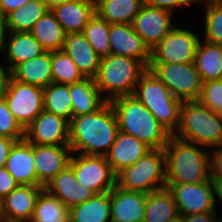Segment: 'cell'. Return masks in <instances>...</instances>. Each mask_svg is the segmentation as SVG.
<instances>
[{
    "instance_id": "cell-47",
    "label": "cell",
    "mask_w": 222,
    "mask_h": 222,
    "mask_svg": "<svg viewBox=\"0 0 222 222\" xmlns=\"http://www.w3.org/2000/svg\"><path fill=\"white\" fill-rule=\"evenodd\" d=\"M211 182L213 185L214 201L216 206L217 198H219L222 202V180H211Z\"/></svg>"
},
{
    "instance_id": "cell-10",
    "label": "cell",
    "mask_w": 222,
    "mask_h": 222,
    "mask_svg": "<svg viewBox=\"0 0 222 222\" xmlns=\"http://www.w3.org/2000/svg\"><path fill=\"white\" fill-rule=\"evenodd\" d=\"M190 30L174 27L153 49L150 63L181 64L194 62L201 41Z\"/></svg>"
},
{
    "instance_id": "cell-53",
    "label": "cell",
    "mask_w": 222,
    "mask_h": 222,
    "mask_svg": "<svg viewBox=\"0 0 222 222\" xmlns=\"http://www.w3.org/2000/svg\"><path fill=\"white\" fill-rule=\"evenodd\" d=\"M0 222H4L1 216V203H0Z\"/></svg>"
},
{
    "instance_id": "cell-48",
    "label": "cell",
    "mask_w": 222,
    "mask_h": 222,
    "mask_svg": "<svg viewBox=\"0 0 222 222\" xmlns=\"http://www.w3.org/2000/svg\"><path fill=\"white\" fill-rule=\"evenodd\" d=\"M6 22H5V18H2L0 16V51L4 50V45L7 42L6 41Z\"/></svg>"
},
{
    "instance_id": "cell-44",
    "label": "cell",
    "mask_w": 222,
    "mask_h": 222,
    "mask_svg": "<svg viewBox=\"0 0 222 222\" xmlns=\"http://www.w3.org/2000/svg\"><path fill=\"white\" fill-rule=\"evenodd\" d=\"M11 78L12 71L7 66L4 68L0 65V100L6 95Z\"/></svg>"
},
{
    "instance_id": "cell-9",
    "label": "cell",
    "mask_w": 222,
    "mask_h": 222,
    "mask_svg": "<svg viewBox=\"0 0 222 222\" xmlns=\"http://www.w3.org/2000/svg\"><path fill=\"white\" fill-rule=\"evenodd\" d=\"M69 167L79 184L95 195L109 192L116 186V173L105 156L78 154L71 156Z\"/></svg>"
},
{
    "instance_id": "cell-14",
    "label": "cell",
    "mask_w": 222,
    "mask_h": 222,
    "mask_svg": "<svg viewBox=\"0 0 222 222\" xmlns=\"http://www.w3.org/2000/svg\"><path fill=\"white\" fill-rule=\"evenodd\" d=\"M171 11L143 5L132 22V27L144 43L153 49L175 26H172Z\"/></svg>"
},
{
    "instance_id": "cell-5",
    "label": "cell",
    "mask_w": 222,
    "mask_h": 222,
    "mask_svg": "<svg viewBox=\"0 0 222 222\" xmlns=\"http://www.w3.org/2000/svg\"><path fill=\"white\" fill-rule=\"evenodd\" d=\"M147 69L137 59L109 54L101 58L95 82L100 92L106 93L104 98L110 102L117 97L133 95Z\"/></svg>"
},
{
    "instance_id": "cell-28",
    "label": "cell",
    "mask_w": 222,
    "mask_h": 222,
    "mask_svg": "<svg viewBox=\"0 0 222 222\" xmlns=\"http://www.w3.org/2000/svg\"><path fill=\"white\" fill-rule=\"evenodd\" d=\"M69 222H111L110 191L70 208Z\"/></svg>"
},
{
    "instance_id": "cell-26",
    "label": "cell",
    "mask_w": 222,
    "mask_h": 222,
    "mask_svg": "<svg viewBox=\"0 0 222 222\" xmlns=\"http://www.w3.org/2000/svg\"><path fill=\"white\" fill-rule=\"evenodd\" d=\"M8 43L4 45L11 71L20 63L42 55L46 50L30 32H7ZM8 36V37H7Z\"/></svg>"
},
{
    "instance_id": "cell-7",
    "label": "cell",
    "mask_w": 222,
    "mask_h": 222,
    "mask_svg": "<svg viewBox=\"0 0 222 222\" xmlns=\"http://www.w3.org/2000/svg\"><path fill=\"white\" fill-rule=\"evenodd\" d=\"M116 185L128 191L149 194L166 188V155L164 149H152L132 166L116 174Z\"/></svg>"
},
{
    "instance_id": "cell-12",
    "label": "cell",
    "mask_w": 222,
    "mask_h": 222,
    "mask_svg": "<svg viewBox=\"0 0 222 222\" xmlns=\"http://www.w3.org/2000/svg\"><path fill=\"white\" fill-rule=\"evenodd\" d=\"M172 193L180 216L202 212H216L213 185L209 179L200 184L166 183Z\"/></svg>"
},
{
    "instance_id": "cell-30",
    "label": "cell",
    "mask_w": 222,
    "mask_h": 222,
    "mask_svg": "<svg viewBox=\"0 0 222 222\" xmlns=\"http://www.w3.org/2000/svg\"><path fill=\"white\" fill-rule=\"evenodd\" d=\"M30 33L46 51L63 49L66 33L51 10L34 24Z\"/></svg>"
},
{
    "instance_id": "cell-13",
    "label": "cell",
    "mask_w": 222,
    "mask_h": 222,
    "mask_svg": "<svg viewBox=\"0 0 222 222\" xmlns=\"http://www.w3.org/2000/svg\"><path fill=\"white\" fill-rule=\"evenodd\" d=\"M24 139L38 145H69V121L43 110L24 129Z\"/></svg>"
},
{
    "instance_id": "cell-39",
    "label": "cell",
    "mask_w": 222,
    "mask_h": 222,
    "mask_svg": "<svg viewBox=\"0 0 222 222\" xmlns=\"http://www.w3.org/2000/svg\"><path fill=\"white\" fill-rule=\"evenodd\" d=\"M198 101L215 111L222 103V80L203 82Z\"/></svg>"
},
{
    "instance_id": "cell-41",
    "label": "cell",
    "mask_w": 222,
    "mask_h": 222,
    "mask_svg": "<svg viewBox=\"0 0 222 222\" xmlns=\"http://www.w3.org/2000/svg\"><path fill=\"white\" fill-rule=\"evenodd\" d=\"M210 153V180H222V147Z\"/></svg>"
},
{
    "instance_id": "cell-43",
    "label": "cell",
    "mask_w": 222,
    "mask_h": 222,
    "mask_svg": "<svg viewBox=\"0 0 222 222\" xmlns=\"http://www.w3.org/2000/svg\"><path fill=\"white\" fill-rule=\"evenodd\" d=\"M31 0H0V16L5 18L9 13L23 7Z\"/></svg>"
},
{
    "instance_id": "cell-16",
    "label": "cell",
    "mask_w": 222,
    "mask_h": 222,
    "mask_svg": "<svg viewBox=\"0 0 222 222\" xmlns=\"http://www.w3.org/2000/svg\"><path fill=\"white\" fill-rule=\"evenodd\" d=\"M45 189L42 185H19L1 203L4 222H30L37 199Z\"/></svg>"
},
{
    "instance_id": "cell-22",
    "label": "cell",
    "mask_w": 222,
    "mask_h": 222,
    "mask_svg": "<svg viewBox=\"0 0 222 222\" xmlns=\"http://www.w3.org/2000/svg\"><path fill=\"white\" fill-rule=\"evenodd\" d=\"M45 189L60 199L69 209L84 203L95 195L90 189L78 183L69 166L55 176L45 186Z\"/></svg>"
},
{
    "instance_id": "cell-51",
    "label": "cell",
    "mask_w": 222,
    "mask_h": 222,
    "mask_svg": "<svg viewBox=\"0 0 222 222\" xmlns=\"http://www.w3.org/2000/svg\"><path fill=\"white\" fill-rule=\"evenodd\" d=\"M172 222H185V221H184L183 217L180 216V217H178L176 220H174Z\"/></svg>"
},
{
    "instance_id": "cell-32",
    "label": "cell",
    "mask_w": 222,
    "mask_h": 222,
    "mask_svg": "<svg viewBox=\"0 0 222 222\" xmlns=\"http://www.w3.org/2000/svg\"><path fill=\"white\" fill-rule=\"evenodd\" d=\"M43 0H31L5 17L8 32H30L34 24L48 11Z\"/></svg>"
},
{
    "instance_id": "cell-31",
    "label": "cell",
    "mask_w": 222,
    "mask_h": 222,
    "mask_svg": "<svg viewBox=\"0 0 222 222\" xmlns=\"http://www.w3.org/2000/svg\"><path fill=\"white\" fill-rule=\"evenodd\" d=\"M194 64L202 82L222 80V45L200 41Z\"/></svg>"
},
{
    "instance_id": "cell-46",
    "label": "cell",
    "mask_w": 222,
    "mask_h": 222,
    "mask_svg": "<svg viewBox=\"0 0 222 222\" xmlns=\"http://www.w3.org/2000/svg\"><path fill=\"white\" fill-rule=\"evenodd\" d=\"M15 142L13 139L0 136V168L5 167L10 149Z\"/></svg>"
},
{
    "instance_id": "cell-38",
    "label": "cell",
    "mask_w": 222,
    "mask_h": 222,
    "mask_svg": "<svg viewBox=\"0 0 222 222\" xmlns=\"http://www.w3.org/2000/svg\"><path fill=\"white\" fill-rule=\"evenodd\" d=\"M0 136L16 142L24 139V129L14 118L5 99L0 100Z\"/></svg>"
},
{
    "instance_id": "cell-42",
    "label": "cell",
    "mask_w": 222,
    "mask_h": 222,
    "mask_svg": "<svg viewBox=\"0 0 222 222\" xmlns=\"http://www.w3.org/2000/svg\"><path fill=\"white\" fill-rule=\"evenodd\" d=\"M18 186L19 184L7 169L5 167L0 168V201Z\"/></svg>"
},
{
    "instance_id": "cell-20",
    "label": "cell",
    "mask_w": 222,
    "mask_h": 222,
    "mask_svg": "<svg viewBox=\"0 0 222 222\" xmlns=\"http://www.w3.org/2000/svg\"><path fill=\"white\" fill-rule=\"evenodd\" d=\"M152 149L132 135L119 131L116 140L105 155L117 174L123 168L132 166Z\"/></svg>"
},
{
    "instance_id": "cell-19",
    "label": "cell",
    "mask_w": 222,
    "mask_h": 222,
    "mask_svg": "<svg viewBox=\"0 0 222 222\" xmlns=\"http://www.w3.org/2000/svg\"><path fill=\"white\" fill-rule=\"evenodd\" d=\"M5 168L19 185H36L34 144L25 139L15 142L10 149Z\"/></svg>"
},
{
    "instance_id": "cell-50",
    "label": "cell",
    "mask_w": 222,
    "mask_h": 222,
    "mask_svg": "<svg viewBox=\"0 0 222 222\" xmlns=\"http://www.w3.org/2000/svg\"><path fill=\"white\" fill-rule=\"evenodd\" d=\"M214 112L222 119V103L217 107Z\"/></svg>"
},
{
    "instance_id": "cell-15",
    "label": "cell",
    "mask_w": 222,
    "mask_h": 222,
    "mask_svg": "<svg viewBox=\"0 0 222 222\" xmlns=\"http://www.w3.org/2000/svg\"><path fill=\"white\" fill-rule=\"evenodd\" d=\"M69 145L34 144L36 185L46 186L55 176L69 166L72 156Z\"/></svg>"
},
{
    "instance_id": "cell-17",
    "label": "cell",
    "mask_w": 222,
    "mask_h": 222,
    "mask_svg": "<svg viewBox=\"0 0 222 222\" xmlns=\"http://www.w3.org/2000/svg\"><path fill=\"white\" fill-rule=\"evenodd\" d=\"M110 54L126 56L141 61L147 68L151 60V50L132 24H110Z\"/></svg>"
},
{
    "instance_id": "cell-3",
    "label": "cell",
    "mask_w": 222,
    "mask_h": 222,
    "mask_svg": "<svg viewBox=\"0 0 222 222\" xmlns=\"http://www.w3.org/2000/svg\"><path fill=\"white\" fill-rule=\"evenodd\" d=\"M201 147L170 136L164 147L166 183L200 184L210 179V152Z\"/></svg>"
},
{
    "instance_id": "cell-27",
    "label": "cell",
    "mask_w": 222,
    "mask_h": 222,
    "mask_svg": "<svg viewBox=\"0 0 222 222\" xmlns=\"http://www.w3.org/2000/svg\"><path fill=\"white\" fill-rule=\"evenodd\" d=\"M143 5V0H98L95 12L109 24H132Z\"/></svg>"
},
{
    "instance_id": "cell-45",
    "label": "cell",
    "mask_w": 222,
    "mask_h": 222,
    "mask_svg": "<svg viewBox=\"0 0 222 222\" xmlns=\"http://www.w3.org/2000/svg\"><path fill=\"white\" fill-rule=\"evenodd\" d=\"M182 217L185 222H215L217 214L216 212H202Z\"/></svg>"
},
{
    "instance_id": "cell-18",
    "label": "cell",
    "mask_w": 222,
    "mask_h": 222,
    "mask_svg": "<svg viewBox=\"0 0 222 222\" xmlns=\"http://www.w3.org/2000/svg\"><path fill=\"white\" fill-rule=\"evenodd\" d=\"M111 222H143L147 194L117 185L110 190Z\"/></svg>"
},
{
    "instance_id": "cell-23",
    "label": "cell",
    "mask_w": 222,
    "mask_h": 222,
    "mask_svg": "<svg viewBox=\"0 0 222 222\" xmlns=\"http://www.w3.org/2000/svg\"><path fill=\"white\" fill-rule=\"evenodd\" d=\"M51 11L66 34L82 33L95 12L92 0H70L55 6Z\"/></svg>"
},
{
    "instance_id": "cell-21",
    "label": "cell",
    "mask_w": 222,
    "mask_h": 222,
    "mask_svg": "<svg viewBox=\"0 0 222 222\" xmlns=\"http://www.w3.org/2000/svg\"><path fill=\"white\" fill-rule=\"evenodd\" d=\"M62 50L75 62L84 78H96L101 57L95 52L83 33L66 34Z\"/></svg>"
},
{
    "instance_id": "cell-4",
    "label": "cell",
    "mask_w": 222,
    "mask_h": 222,
    "mask_svg": "<svg viewBox=\"0 0 222 222\" xmlns=\"http://www.w3.org/2000/svg\"><path fill=\"white\" fill-rule=\"evenodd\" d=\"M174 136L203 147H222V119L197 101H185L180 109V122Z\"/></svg>"
},
{
    "instance_id": "cell-37",
    "label": "cell",
    "mask_w": 222,
    "mask_h": 222,
    "mask_svg": "<svg viewBox=\"0 0 222 222\" xmlns=\"http://www.w3.org/2000/svg\"><path fill=\"white\" fill-rule=\"evenodd\" d=\"M205 2L204 41L222 45V6L214 0H201Z\"/></svg>"
},
{
    "instance_id": "cell-1",
    "label": "cell",
    "mask_w": 222,
    "mask_h": 222,
    "mask_svg": "<svg viewBox=\"0 0 222 222\" xmlns=\"http://www.w3.org/2000/svg\"><path fill=\"white\" fill-rule=\"evenodd\" d=\"M119 133L115 112L107 102L98 111L69 121V146L72 153L105 156Z\"/></svg>"
},
{
    "instance_id": "cell-49",
    "label": "cell",
    "mask_w": 222,
    "mask_h": 222,
    "mask_svg": "<svg viewBox=\"0 0 222 222\" xmlns=\"http://www.w3.org/2000/svg\"><path fill=\"white\" fill-rule=\"evenodd\" d=\"M49 10L70 0H43Z\"/></svg>"
},
{
    "instance_id": "cell-6",
    "label": "cell",
    "mask_w": 222,
    "mask_h": 222,
    "mask_svg": "<svg viewBox=\"0 0 222 222\" xmlns=\"http://www.w3.org/2000/svg\"><path fill=\"white\" fill-rule=\"evenodd\" d=\"M133 96L154 115L159 123L174 135L180 122L182 101L147 69L135 87Z\"/></svg>"
},
{
    "instance_id": "cell-11",
    "label": "cell",
    "mask_w": 222,
    "mask_h": 222,
    "mask_svg": "<svg viewBox=\"0 0 222 222\" xmlns=\"http://www.w3.org/2000/svg\"><path fill=\"white\" fill-rule=\"evenodd\" d=\"M16 121L26 129L44 110L43 88L11 78L4 97Z\"/></svg>"
},
{
    "instance_id": "cell-36",
    "label": "cell",
    "mask_w": 222,
    "mask_h": 222,
    "mask_svg": "<svg viewBox=\"0 0 222 222\" xmlns=\"http://www.w3.org/2000/svg\"><path fill=\"white\" fill-rule=\"evenodd\" d=\"M109 32L110 24L96 13L88 21L82 32L101 58L110 54Z\"/></svg>"
},
{
    "instance_id": "cell-33",
    "label": "cell",
    "mask_w": 222,
    "mask_h": 222,
    "mask_svg": "<svg viewBox=\"0 0 222 222\" xmlns=\"http://www.w3.org/2000/svg\"><path fill=\"white\" fill-rule=\"evenodd\" d=\"M30 222H69V208L44 189L37 199Z\"/></svg>"
},
{
    "instance_id": "cell-29",
    "label": "cell",
    "mask_w": 222,
    "mask_h": 222,
    "mask_svg": "<svg viewBox=\"0 0 222 222\" xmlns=\"http://www.w3.org/2000/svg\"><path fill=\"white\" fill-rule=\"evenodd\" d=\"M178 217L177 205L167 188L147 194L143 222H172Z\"/></svg>"
},
{
    "instance_id": "cell-2",
    "label": "cell",
    "mask_w": 222,
    "mask_h": 222,
    "mask_svg": "<svg viewBox=\"0 0 222 222\" xmlns=\"http://www.w3.org/2000/svg\"><path fill=\"white\" fill-rule=\"evenodd\" d=\"M119 131L141 140L151 149H164L171 134L133 95L110 101Z\"/></svg>"
},
{
    "instance_id": "cell-34",
    "label": "cell",
    "mask_w": 222,
    "mask_h": 222,
    "mask_svg": "<svg viewBox=\"0 0 222 222\" xmlns=\"http://www.w3.org/2000/svg\"><path fill=\"white\" fill-rule=\"evenodd\" d=\"M44 110L52 112L70 121L73 108L70 98V84L52 82L43 88Z\"/></svg>"
},
{
    "instance_id": "cell-24",
    "label": "cell",
    "mask_w": 222,
    "mask_h": 222,
    "mask_svg": "<svg viewBox=\"0 0 222 222\" xmlns=\"http://www.w3.org/2000/svg\"><path fill=\"white\" fill-rule=\"evenodd\" d=\"M70 98L73 117L94 113L108 102L92 78H84L80 82L70 84Z\"/></svg>"
},
{
    "instance_id": "cell-40",
    "label": "cell",
    "mask_w": 222,
    "mask_h": 222,
    "mask_svg": "<svg viewBox=\"0 0 222 222\" xmlns=\"http://www.w3.org/2000/svg\"><path fill=\"white\" fill-rule=\"evenodd\" d=\"M194 2L199 3L200 0H143V3L147 6L166 9L172 13L176 7L190 6Z\"/></svg>"
},
{
    "instance_id": "cell-52",
    "label": "cell",
    "mask_w": 222,
    "mask_h": 222,
    "mask_svg": "<svg viewBox=\"0 0 222 222\" xmlns=\"http://www.w3.org/2000/svg\"><path fill=\"white\" fill-rule=\"evenodd\" d=\"M214 1L222 6V0H214Z\"/></svg>"
},
{
    "instance_id": "cell-8",
    "label": "cell",
    "mask_w": 222,
    "mask_h": 222,
    "mask_svg": "<svg viewBox=\"0 0 222 222\" xmlns=\"http://www.w3.org/2000/svg\"><path fill=\"white\" fill-rule=\"evenodd\" d=\"M148 69L182 102L199 99L203 82L194 62L150 63Z\"/></svg>"
},
{
    "instance_id": "cell-54",
    "label": "cell",
    "mask_w": 222,
    "mask_h": 222,
    "mask_svg": "<svg viewBox=\"0 0 222 222\" xmlns=\"http://www.w3.org/2000/svg\"><path fill=\"white\" fill-rule=\"evenodd\" d=\"M215 222H222V219L216 218Z\"/></svg>"
},
{
    "instance_id": "cell-35",
    "label": "cell",
    "mask_w": 222,
    "mask_h": 222,
    "mask_svg": "<svg viewBox=\"0 0 222 222\" xmlns=\"http://www.w3.org/2000/svg\"><path fill=\"white\" fill-rule=\"evenodd\" d=\"M52 81L59 84H73L84 79L77 65L64 50L51 52Z\"/></svg>"
},
{
    "instance_id": "cell-25",
    "label": "cell",
    "mask_w": 222,
    "mask_h": 222,
    "mask_svg": "<svg viewBox=\"0 0 222 222\" xmlns=\"http://www.w3.org/2000/svg\"><path fill=\"white\" fill-rule=\"evenodd\" d=\"M12 78L24 84L47 87L53 82L51 51L18 64L12 70Z\"/></svg>"
}]
</instances>
